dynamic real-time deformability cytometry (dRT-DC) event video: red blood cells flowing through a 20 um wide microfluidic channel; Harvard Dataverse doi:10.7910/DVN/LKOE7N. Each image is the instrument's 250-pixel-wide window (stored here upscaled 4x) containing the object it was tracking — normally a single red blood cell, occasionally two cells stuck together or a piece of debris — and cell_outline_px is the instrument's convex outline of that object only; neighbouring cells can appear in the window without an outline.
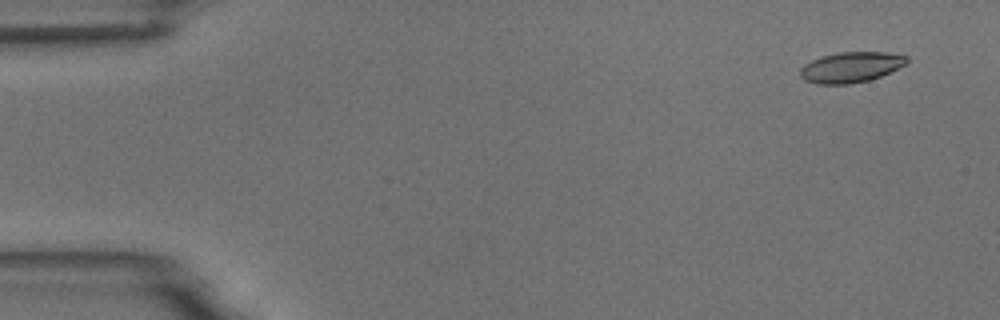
{"species": "common noctule bat (a hibernating species)", "species_latin": "Nyctalus noctula", "temperature_condition": "room temperature", "stored_images_in_passage": 3, "camera_frame_rate_fps": 3000, "um_per_image_px": 0.085, "animal": {"sex": "male", "body_mass_g": 18.8}, "frame": {"image": 1, "passage_image": 1, "time_ms": 0.0, "image_size_px": [1000, 320], "cell_outline_px": [[908, 64], [880, 76], [868, 80], [848, 84], [816, 84], [804, 80], [800, 76], [800, 68], [804, 64], [820, 56], [840, 52], [888, 52], [908, 56]], "centroid_in_image_um": [72.33, 5.7], "position_along_channel_um": 12.7, "area_um2": 19.07}}